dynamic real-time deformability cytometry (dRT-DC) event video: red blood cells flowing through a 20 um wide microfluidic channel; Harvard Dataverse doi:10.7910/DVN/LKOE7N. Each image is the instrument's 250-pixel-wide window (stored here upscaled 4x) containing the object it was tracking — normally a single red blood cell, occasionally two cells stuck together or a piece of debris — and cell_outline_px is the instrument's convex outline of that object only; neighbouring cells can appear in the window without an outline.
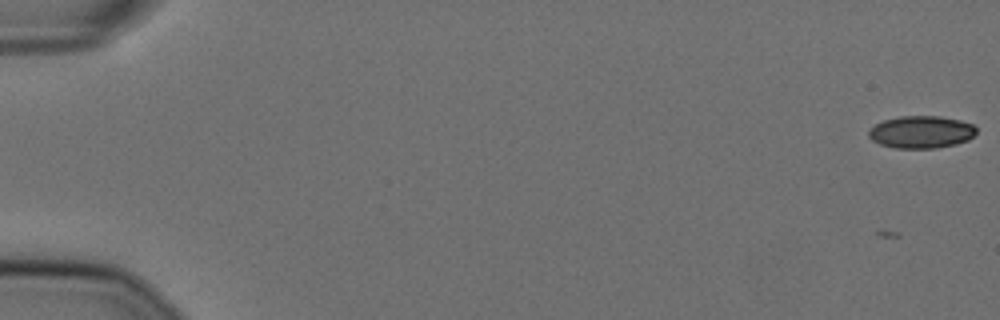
{"species": "Egyptian fruit bat (a non-hibernating species)", "species_latin": "Rousettus aegyptiacus", "temperature_condition": "cold", "stored_images_in_passage": 2, "camera_frame_rate_fps": 3000, "um_per_image_px": 0.085, "animal": {"sex": "female"}, "frame": {"image": 1, "passage_image": 2, "time_ms": 0.333, "image_size_px": [1000, 320], "cell_outline_px": [[976, 132], [968, 140], [956, 144], [936, 148], [896, 148], [880, 144], [872, 140], [868, 136], [868, 128], [884, 120], [900, 116], [940, 116], [960, 120], [972, 124], [976, 128]], "centroid_in_image_um": [78.28, 11.22], "position_along_channel_um": 6.7, "area_um2": 20.35}}